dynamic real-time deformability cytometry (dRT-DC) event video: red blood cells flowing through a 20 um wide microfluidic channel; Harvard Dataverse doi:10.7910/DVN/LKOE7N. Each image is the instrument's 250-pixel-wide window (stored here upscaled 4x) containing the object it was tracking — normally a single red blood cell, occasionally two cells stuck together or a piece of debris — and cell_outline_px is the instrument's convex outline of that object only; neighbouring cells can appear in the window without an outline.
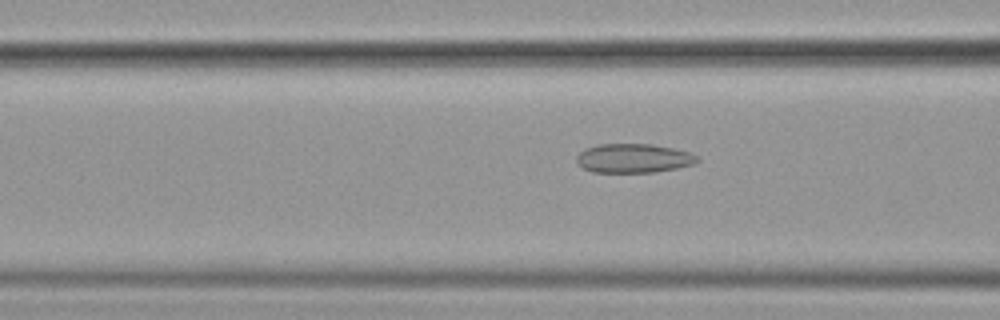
{"species": "common noctule bat (a hibernating species)", "species_latin": "Nyctalus noctula", "temperature_condition": "cold", "stored_images_in_passage": 49, "camera_frame_rate_fps": 3000, "um_per_image_px": 0.085, "animal": {"sex": "female", "body_mass_g": 19.9}, "frame": {"image": 1, "passage_image": 15, "time_ms": 4.667, "image_size_px": [1000, 320], "cell_outline_px": [[700, 160], [692, 164], [676, 168], [652, 172], [592, 172], [584, 168], [576, 160], [576, 156], [584, 148], [596, 144], [652, 144], [692, 152]], "centroid_in_image_um": [53.83, 13.44], "position_along_channel_um": 112.8, "area_um2": 20.4}}
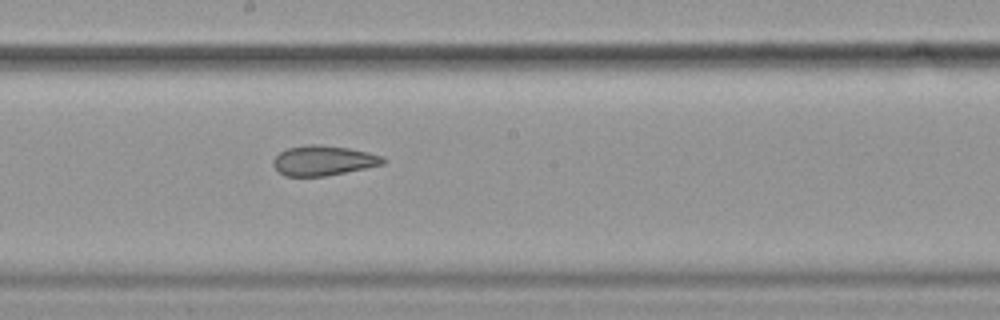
{"frame": {"image": 2, "passage_image": 24, "time_ms": 7.667, "image_size_px": [1000, 320], "cell_outline_px": [[388, 160], [384, 164], [324, 176], [284, 176], [272, 164], [272, 160], [280, 152], [288, 148], [304, 144], [320, 144], [348, 148], [368, 152], [384, 156]], "centroid_in_image_um": [27.49, 13.63], "position_along_channel_um": 220.7, "area_um2": 19.19}}
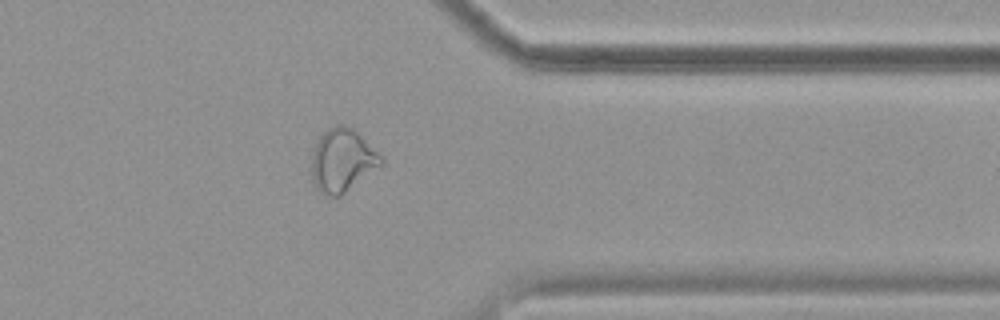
{"frame": {"image": 3, "passage_image": 38, "time_ms": 12.333, "image_size_px": [1000, 320], "cell_outline_px": [[384, 164], [340, 196], [328, 196], [320, 192], [316, 188], [312, 180], [312, 152], [316, 140], [328, 128], [336, 124], [344, 124], [352, 128], [384, 160]], "centroid_in_image_um": [29.07, 13.64], "position_along_channel_um": 382.3, "area_um2": 25.37}, "authors_computed_cell_mechanics": {"area_um2": 21.7906, "velocity_mm_per_s": 3.6097, "shape_relaxation_time_tau1_ms": null, "shape_relaxation_time_tau2_ms": 4.0144, "deformation_change_tau1": null, "deformation_change_tau2": 0.1004}}